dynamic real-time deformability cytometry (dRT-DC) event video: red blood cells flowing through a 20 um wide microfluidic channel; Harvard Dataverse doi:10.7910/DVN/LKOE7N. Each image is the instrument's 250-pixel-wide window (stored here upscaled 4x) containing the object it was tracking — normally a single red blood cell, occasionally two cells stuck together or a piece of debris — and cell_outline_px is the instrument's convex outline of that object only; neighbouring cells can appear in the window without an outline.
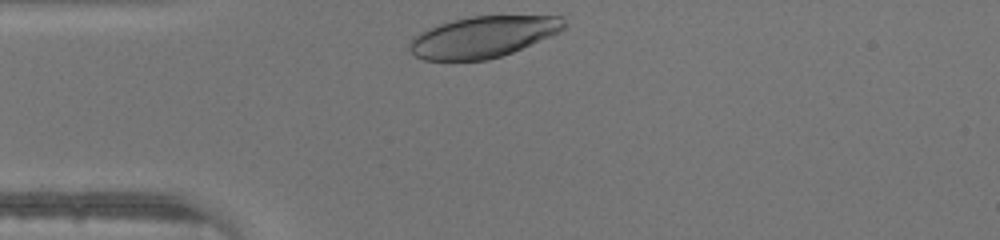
{"species": "human", "species_latin": "Homo sapiens", "temperature_condition": "warm", "stored_images_in_passage": 25, "camera_frame_rate_fps": 3000, "um_per_image_px": 0.085, "donor": {"sex": "male"}, "frame": {"image": 1, "passage_image": 1, "time_ms": 0.0, "image_size_px": [1000, 240], "cell_outline_px": [[564, 28], [560, 32], [512, 52], [488, 60], [424, 60], [416, 56], [408, 48], [408, 44], [412, 36], [428, 28], [452, 20], [472, 16], [564, 16]], "centroid_in_image_um": [41.02, 3.13], "position_along_channel_um": 44.0, "area_um2": 36.99}}
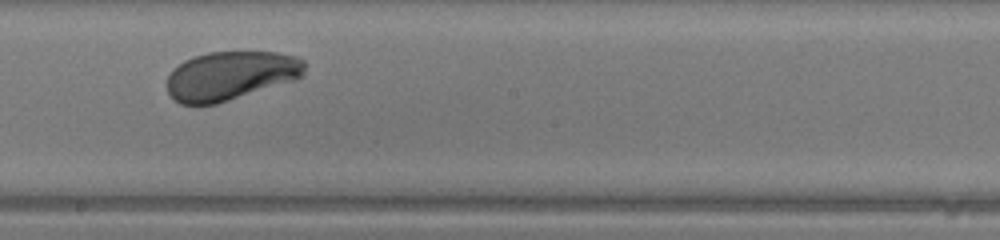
{"frame": {"image": 2, "passage_image": 15, "time_ms": 4.667, "image_size_px": [1000, 240], "cell_outline_px": [[308, 64], [304, 76], [296, 80], [216, 104], [180, 104], [168, 92], [168, 76], [172, 68], [184, 60], [208, 52], [280, 52], [296, 56], [304, 60]], "centroid_in_image_um": [19.67, 6.42], "position_along_channel_um": 228.5, "area_um2": 39.48}}
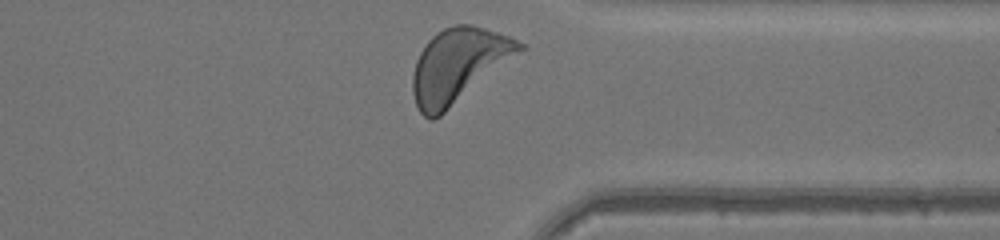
{"frame": {"image": 3, "passage_image": 25, "time_ms": 8.0, "image_size_px": [1000, 240], "cell_outline_px": [[524, 48], [440, 116], [432, 120], [428, 120], [420, 112], [416, 104], [412, 92], [412, 76], [416, 60], [420, 52], [428, 40], [436, 32], [444, 28], [456, 24], [472, 24], [508, 36], [524, 44]], "centroid_in_image_um": [38.9, 5.55], "position_along_channel_um": 372.5, "area_um2": 45.2}}